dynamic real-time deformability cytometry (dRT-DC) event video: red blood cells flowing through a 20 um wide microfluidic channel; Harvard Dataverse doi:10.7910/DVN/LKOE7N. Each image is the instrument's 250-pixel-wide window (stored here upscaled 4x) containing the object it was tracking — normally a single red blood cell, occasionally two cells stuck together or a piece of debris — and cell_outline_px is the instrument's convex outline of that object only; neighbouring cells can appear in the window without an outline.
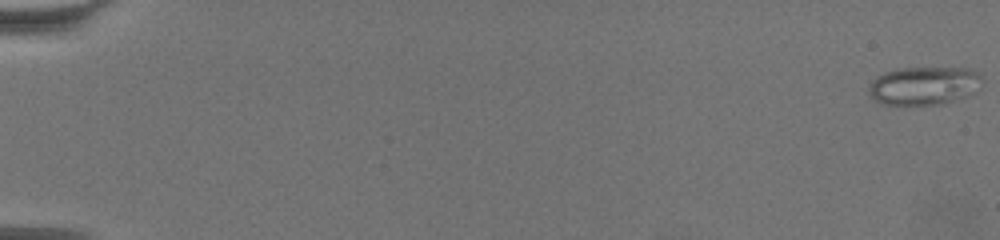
{"species": "common noctule bat (a hibernating species)", "species_latin": "Nyctalus noctula", "temperature_condition": "warm", "stored_images_in_passage": 64, "camera_frame_rate_fps": 3000, "um_per_image_px": 0.085, "animal": {"sex": "female", "body_mass_g": 19.5, "forearm_length_mm": 54.1}, "frame": {"image": 1, "passage_image": 1, "time_ms": 0.0, "image_size_px": [1000, 240], "cell_outline_px": [[984, 80], [976, 92], [968, 96], [940, 104], [880, 104], [868, 96], [868, 88], [872, 80], [876, 76], [884, 72], [900, 68], [968, 68], [976, 72]], "centroid_in_image_um": [78.52, 7.28], "position_along_channel_um": 6.5, "area_um2": 25.49}}
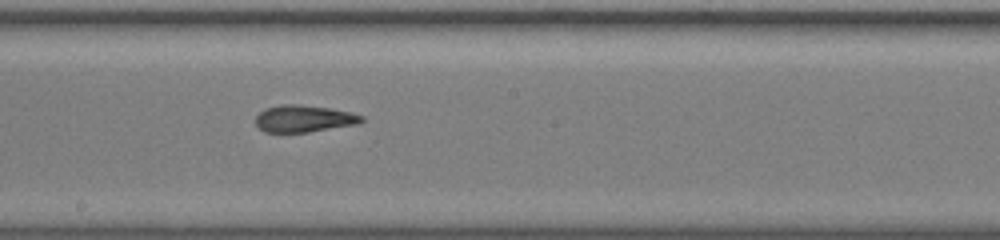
{"frame": {"image": 2, "passage_image": 38, "time_ms": 12.333, "image_size_px": [1000, 240], "cell_outline_px": [[364, 120], [360, 124], [308, 132], [264, 132], [256, 124], [256, 116], [264, 108], [284, 104], [296, 104], [328, 108], [352, 112], [364, 116]], "centroid_in_image_um": [25.86, 10.09], "position_along_channel_um": 222.3, "area_um2": 16.7}}
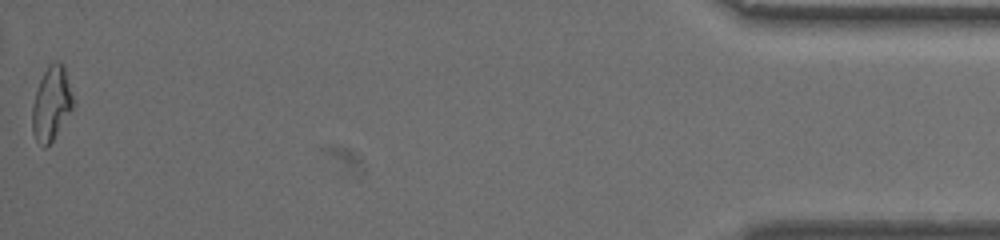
{"frame": {"image": 3, "passage_image": 64, "time_ms": 21.0, "image_size_px": [1000, 240], "cell_outline_px": [[76, 104], [52, 140], [44, 148], [36, 140], [32, 132], [32, 104], [40, 80], [48, 64], [52, 60], [56, 60], [64, 64]], "centroid_in_image_um": [4.39, 8.75], "position_along_channel_um": 430.8, "area_um2": 17.86}, "authors_computed_cell_mechanics": {"area_um2": 17.3978, "velocity_mm_per_s": 3.3985, "shape_relaxation_time_tau1_ms": null, "shape_relaxation_time_tau2_ms": 1.6335, "deformation_change_tau1": null, "deformation_change_tau2": 0.082}}